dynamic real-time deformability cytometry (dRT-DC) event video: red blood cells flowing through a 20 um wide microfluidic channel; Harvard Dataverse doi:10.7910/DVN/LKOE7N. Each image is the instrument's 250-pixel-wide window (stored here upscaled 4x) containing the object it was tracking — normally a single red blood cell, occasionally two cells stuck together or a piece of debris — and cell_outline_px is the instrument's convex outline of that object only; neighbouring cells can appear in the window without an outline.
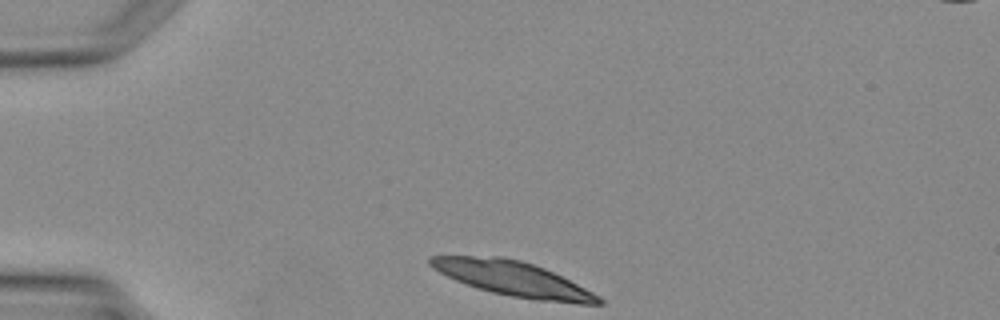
{"species": "Egyptian fruit bat (a non-hibernating species)", "species_latin": "Rousettus aegyptiacus", "temperature_condition": "warm", "stored_images_in_passage": 3, "camera_frame_rate_fps": 3000, "um_per_image_px": 0.085, "animal": {"sex": "female"}, "frame": {"image": 1, "passage_image": 3, "time_ms": 3.333, "image_size_px": [1000, 320], "cell_outline_px": [[604, 304], [576, 304], [536, 300], [512, 296], [492, 292], [476, 288], [464, 284], [440, 272], [428, 260], [432, 256], [500, 256], [520, 260], [544, 268], [600, 296], [604, 300]], "centroid_in_image_um": [43.65, 23.71], "position_along_channel_um": 41.3, "area_um2": 33.52}}